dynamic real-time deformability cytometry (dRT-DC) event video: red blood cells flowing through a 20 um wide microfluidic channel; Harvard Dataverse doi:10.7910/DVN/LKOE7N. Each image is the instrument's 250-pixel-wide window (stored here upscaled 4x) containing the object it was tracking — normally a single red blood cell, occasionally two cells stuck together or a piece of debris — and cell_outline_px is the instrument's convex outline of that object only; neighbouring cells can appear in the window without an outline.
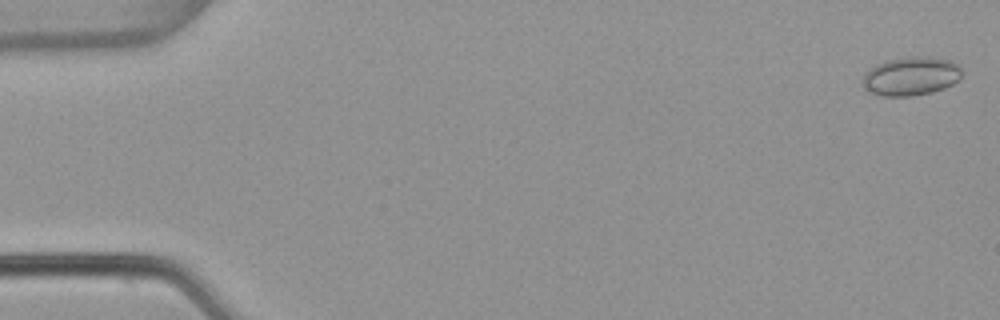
{"species": "common noctule bat (a hibernating species)", "species_latin": "Nyctalus noctula", "temperature_condition": "warm", "stored_images_in_passage": 54, "camera_frame_rate_fps": 3000, "um_per_image_px": 0.085, "animal": {"sex": "female", "body_mass_g": 22.7, "forearm_length_mm": 54.2}, "frame": {"image": 1, "passage_image": 1, "time_ms": 0.0, "image_size_px": [1000, 320], "cell_outline_px": [[964, 72], [960, 80], [944, 88], [932, 92], [912, 96], [884, 96], [872, 92], [860, 80], [864, 72], [868, 68], [876, 64], [888, 60], [908, 56], [928, 56], [952, 60], [960, 64]], "centroid_in_image_um": [77.49, 6.45], "position_along_channel_um": 7.5, "area_um2": 22.83}}
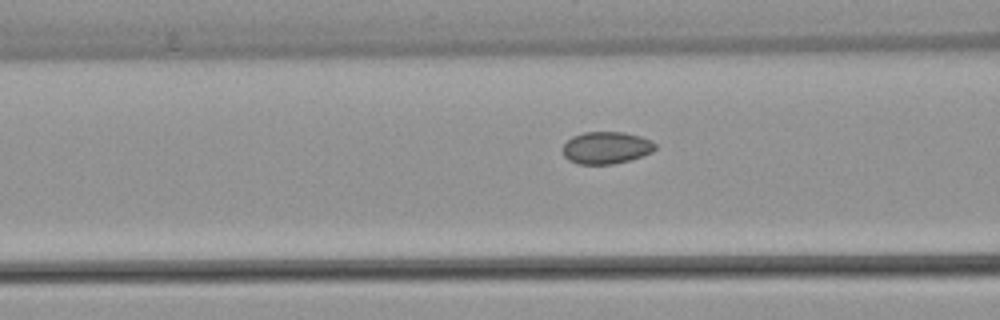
{"frame": {"image": 2, "passage_image": 21, "time_ms": 6.667, "image_size_px": [1000, 320], "cell_outline_px": [[656, 148], [652, 152], [628, 160], [612, 164], [576, 164], [568, 160], [564, 156], [564, 144], [572, 136], [584, 132], [624, 132], [640, 136], [652, 140], [656, 144]], "centroid_in_image_um": [51.53, 12.55], "position_along_channel_um": 115.1, "area_um2": 17.28}}
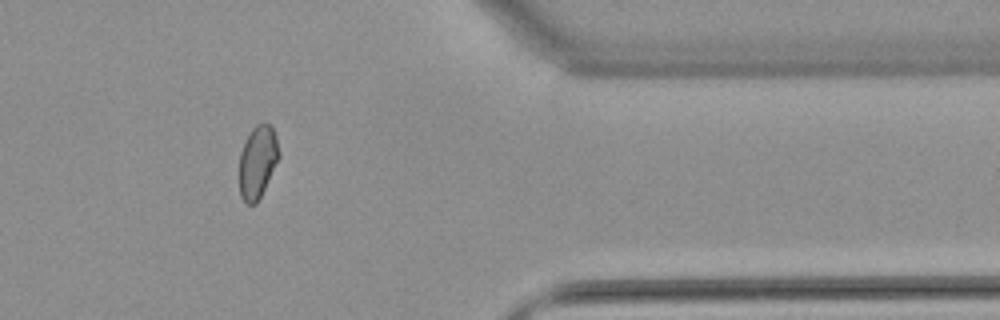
{"frame": {"image": 3, "passage_image": 44, "time_ms": 14.333, "image_size_px": [1000, 320], "cell_outline_px": [[280, 156], [256, 204], [248, 204], [240, 196], [240, 152], [252, 128], [256, 124], [268, 124], [272, 128], [276, 136], [280, 152]], "centroid_in_image_um": [21.9, 13.75], "position_along_channel_um": 389.5, "area_um2": 16.42}}